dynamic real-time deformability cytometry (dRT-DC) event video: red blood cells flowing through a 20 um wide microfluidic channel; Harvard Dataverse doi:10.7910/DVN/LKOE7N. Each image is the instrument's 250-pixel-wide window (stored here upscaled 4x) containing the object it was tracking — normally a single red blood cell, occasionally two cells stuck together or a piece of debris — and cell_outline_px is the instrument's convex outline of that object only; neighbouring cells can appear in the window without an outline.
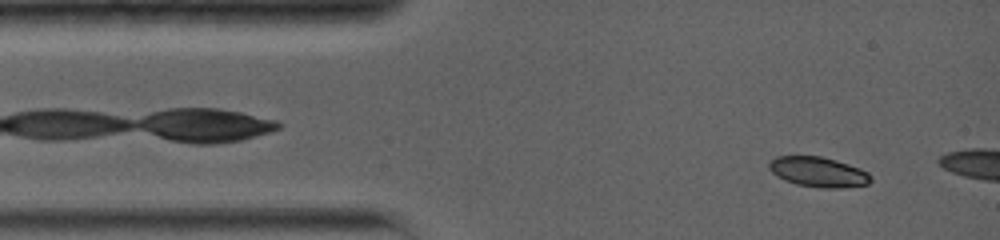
{"species": "common noctule bat (a hibernating species)", "species_latin": "Nyctalus noctula", "temperature_condition": "warm", "stored_images_in_passage": 56, "camera_frame_rate_fps": 5000, "um_per_image_px": 0.085, "animal": {"sex": "female", "body_mass_g": 19.0, "forearm_length_mm": 56.7}, "frame": {"image": 1, "passage_image": 2, "time_ms": 0.6, "image_size_px": [1000, 240], "cell_outline_px": [[872, 180], [868, 184], [840, 188], [820, 188], [796, 184], [784, 180], [776, 176], [768, 168], [768, 164], [776, 156], [820, 156], [836, 160], [860, 168], [868, 172], [872, 176]], "centroid_in_image_um": [69.56, 14.62], "position_along_channel_um": 15.4, "area_um2": 17.92}}
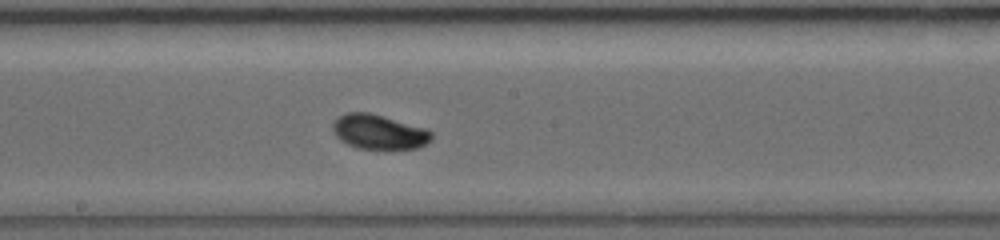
{"frame": {"image": 2, "passage_image": 24, "time_ms": 7.2, "image_size_px": [1000, 240], "cell_outline_px": [[432, 140], [428, 144], [416, 148], [356, 148], [340, 140], [332, 132], [332, 124], [340, 116], [348, 112], [368, 112], [428, 128], [432, 132]], "centroid_in_image_um": [32.23, 11.2], "position_along_channel_um": 216.0, "area_um2": 19.94}}
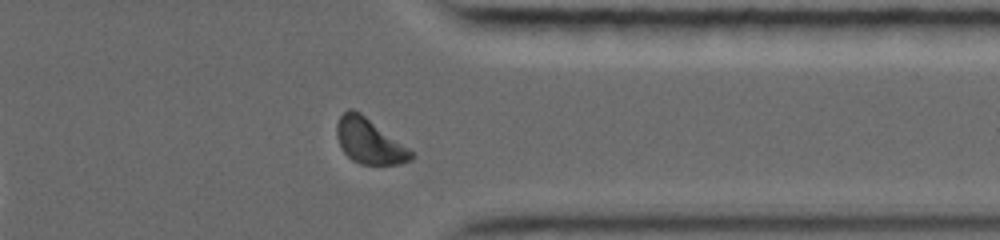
{"frame": {"image": 3, "passage_image": 46, "time_ms": 11.6, "image_size_px": [1000, 240], "cell_outline_px": [[416, 156], [412, 160], [400, 164], [360, 164], [352, 160], [344, 152], [336, 136], [336, 124], [340, 116], [348, 108], [352, 108], [360, 112], [412, 152]], "centroid_in_image_um": [31.36, 12.0], "position_along_channel_um": 380.0, "area_um2": 19.25}}